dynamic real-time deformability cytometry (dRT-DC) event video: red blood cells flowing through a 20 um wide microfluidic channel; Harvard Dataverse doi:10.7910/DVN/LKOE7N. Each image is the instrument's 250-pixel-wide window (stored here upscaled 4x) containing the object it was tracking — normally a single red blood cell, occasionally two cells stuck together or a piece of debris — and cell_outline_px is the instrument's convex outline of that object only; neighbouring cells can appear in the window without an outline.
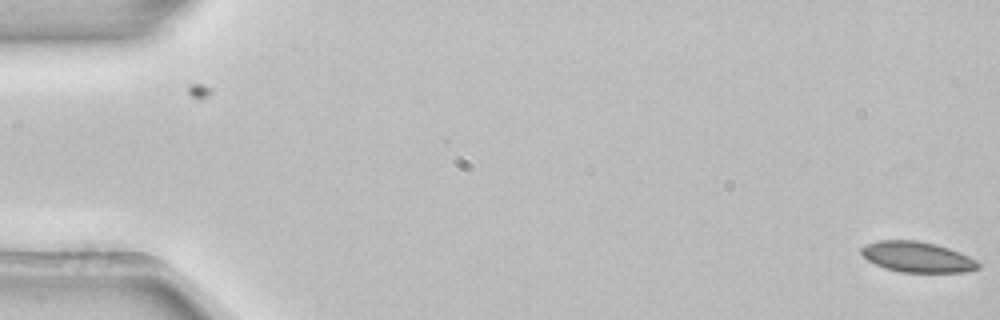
{"species": "common noctule bat (a hibernating species)", "species_latin": "Nyctalus noctula", "temperature_condition": "room temperature", "stored_images_in_passage": 2, "camera_frame_rate_fps": 3000, "um_per_image_px": 0.085, "animal": {"sex": "female", "body_mass_g": 22.7, "forearm_length_mm": 54.2}, "frame": {"image": 1, "passage_image": 2, "time_ms": 0.333, "image_size_px": [1000, 320], "cell_outline_px": [[980, 268], [964, 272], [900, 272], [884, 268], [868, 260], [860, 252], [860, 248], [868, 244], [880, 240], [916, 240], [936, 244], [960, 252], [976, 260], [980, 264]], "centroid_in_image_um": [77.98, 21.84], "position_along_channel_um": 7.0, "area_um2": 20.75}}